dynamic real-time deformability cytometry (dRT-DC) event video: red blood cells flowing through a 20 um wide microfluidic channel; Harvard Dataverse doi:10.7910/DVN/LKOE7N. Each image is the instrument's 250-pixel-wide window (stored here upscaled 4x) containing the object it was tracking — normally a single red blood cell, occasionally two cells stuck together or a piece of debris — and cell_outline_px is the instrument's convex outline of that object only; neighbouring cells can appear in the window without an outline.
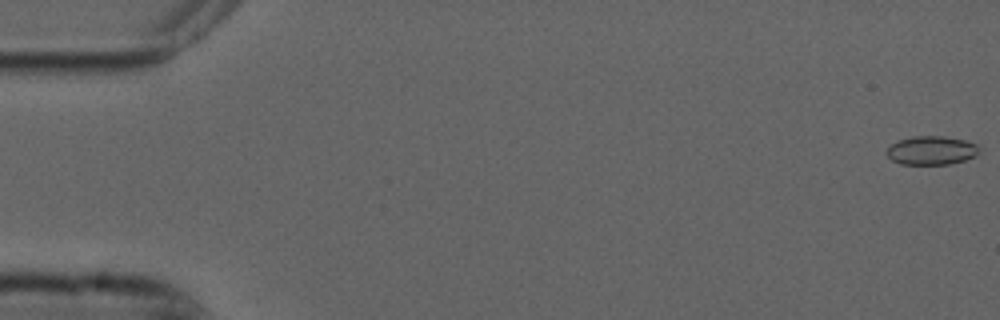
{"species": "common noctule bat (a hibernating species)", "species_latin": "Nyctalus noctula", "temperature_condition": "cold", "stored_images_in_passage": 55, "camera_frame_rate_fps": 3000, "um_per_image_px": 0.085, "animal": {"sex": "male", "forearm_length_mm": 52.5}, "frame": {"image": 1, "passage_image": 1, "time_ms": 0.0, "image_size_px": [1000, 320], "cell_outline_px": [[980, 152], [976, 156], [964, 160], [948, 164], [900, 164], [892, 160], [884, 152], [892, 144], [900, 140], [912, 136], [944, 136], [964, 140], [976, 144], [980, 148]], "centroid_in_image_um": [79.18, 12.78], "position_along_channel_um": 5.8, "area_um2": 15.49}}
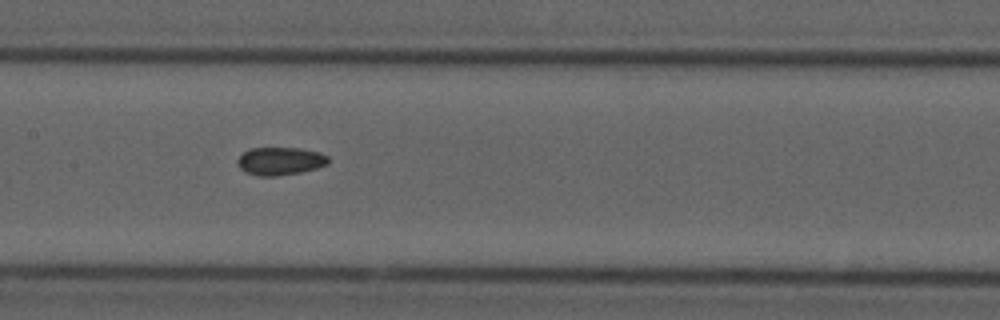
{"frame": {"image": 2, "passage_image": 27, "time_ms": 8.667, "image_size_px": [1000, 320], "cell_outline_px": [[328, 164], [316, 168], [300, 172], [276, 176], [260, 176], [244, 172], [240, 168], [236, 160], [248, 148], [300, 148], [320, 152], [328, 156]], "centroid_in_image_um": [23.8, 13.69], "position_along_channel_um": 183.6, "area_um2": 14.8}}
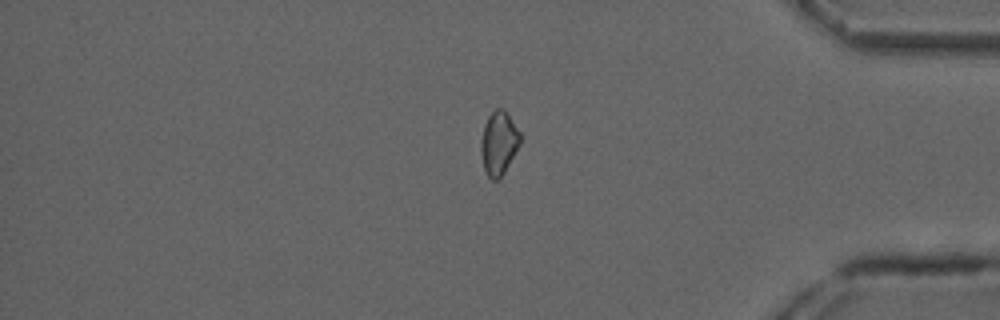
{"frame": {"image": 3, "passage_image": 46, "time_ms": 15.0, "image_size_px": [1000, 320], "cell_outline_px": [[520, 144], [504, 172], [496, 180], [492, 180], [488, 176], [484, 168], [480, 152], [480, 140], [484, 124], [488, 116], [496, 108], [504, 108], [508, 112], [520, 132]], "centroid_in_image_um": [42.38, 12.12], "position_along_channel_um": 392.8, "area_um2": 14.62}, "authors_computed_cell_mechanics": {"area_um2": 14.9702, "velocity_mm_per_s": 3.7474, "shape_relaxation_time_tau1_ms": null, "shape_relaxation_time_tau2_ms": 4.8164, "deformation_change_tau1": null, "deformation_change_tau2": 0.0884}}